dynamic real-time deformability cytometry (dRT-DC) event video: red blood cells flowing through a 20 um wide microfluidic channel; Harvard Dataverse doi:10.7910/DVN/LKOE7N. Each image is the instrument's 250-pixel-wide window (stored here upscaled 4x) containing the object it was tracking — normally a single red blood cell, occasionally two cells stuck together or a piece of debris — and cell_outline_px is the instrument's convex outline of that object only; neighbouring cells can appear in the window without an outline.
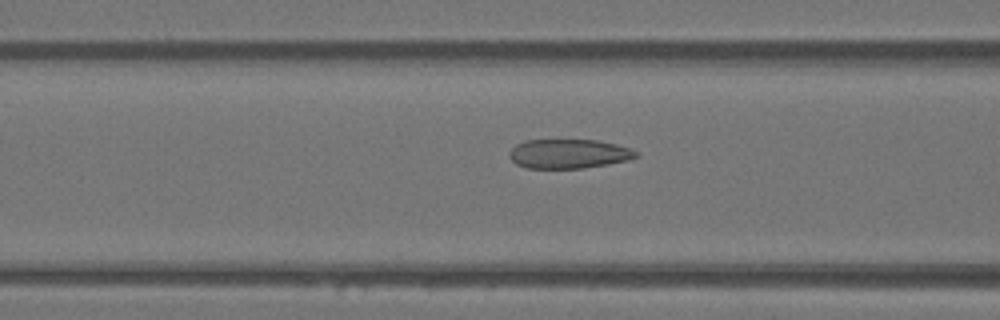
{"species": "Egyptian fruit bat (a non-hibernating species)", "species_latin": "Rousettus aegyptiacus", "temperature_condition": "warm", "stored_images_in_passage": 36, "camera_frame_rate_fps": 3000, "um_per_image_px": 0.085, "animal": {"sex": "female"}, "frame": {"image": 1, "passage_image": 15, "time_ms": 4.667, "image_size_px": [1000, 320], "cell_outline_px": [[640, 156], [628, 160], [608, 164], [584, 168], [528, 168], [516, 164], [508, 156], [508, 152], [516, 144], [524, 140], [596, 140], [616, 144], [628, 148], [636, 152]], "centroid_in_image_um": [48.31, 13.07], "position_along_channel_um": 118.3, "area_um2": 21.62}}
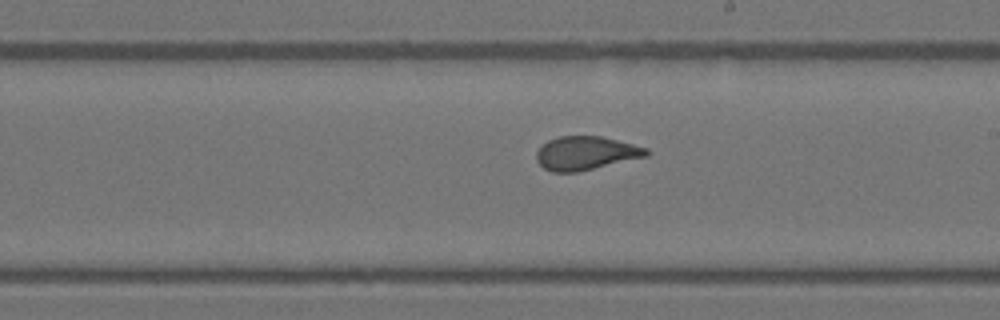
{"frame": {"image": 2, "passage_image": 24, "time_ms": 7.667, "image_size_px": [1000, 320], "cell_outline_px": [[652, 152], [648, 156], [576, 172], [552, 172], [544, 168], [536, 160], [536, 152], [548, 140], [560, 136], [600, 136], [648, 148]], "centroid_in_image_um": [49.81, 13.02], "position_along_channel_um": 239.2, "area_um2": 21.39}}
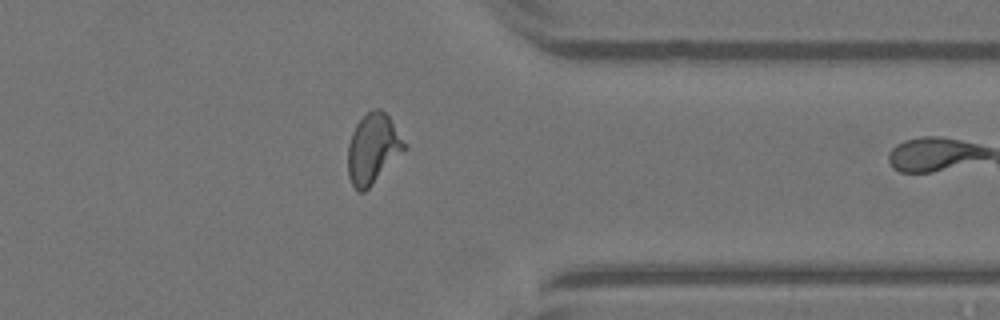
{"frame": {"image": 3, "passage_image": 35, "time_ms": 11.333, "image_size_px": [1000, 320], "cell_outline_px": [[408, 148], [364, 192], [360, 192], [352, 184], [348, 176], [348, 144], [352, 132], [356, 124], [372, 108], [380, 108], [388, 116], [408, 144]], "centroid_in_image_um": [31.72, 12.62], "position_along_channel_um": 379.7, "area_um2": 23.06}}